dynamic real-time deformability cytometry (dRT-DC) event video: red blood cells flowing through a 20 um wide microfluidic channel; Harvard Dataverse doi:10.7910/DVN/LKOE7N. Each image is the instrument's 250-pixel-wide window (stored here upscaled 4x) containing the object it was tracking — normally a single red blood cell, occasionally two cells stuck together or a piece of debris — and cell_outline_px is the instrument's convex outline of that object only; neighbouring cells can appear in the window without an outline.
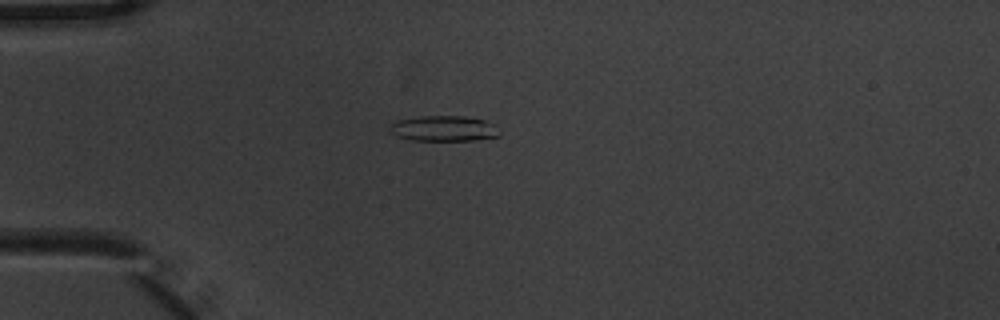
{"species": "common noctule bat (a hibernating species)", "species_latin": "Nyctalus noctula", "temperature_condition": "warm", "stored_images_in_passage": 3, "camera_frame_rate_fps": 3000, "um_per_image_px": 0.085, "animal": {"sex": "male", "body_mass_g": 20.1, "forearm_length_mm": 53.5}, "frame": {"image": 1, "passage_image": 1, "time_ms": 0.0, "image_size_px": [1000, 320], "cell_outline_px": [[500, 136], [472, 140], [412, 140], [396, 136], [392, 132], [392, 124], [396, 120], [420, 116], [464, 116], [484, 120], [496, 124], [500, 132]], "centroid_in_image_um": [37.78, 10.91], "position_along_channel_um": 47.2, "area_um2": 16.24}}